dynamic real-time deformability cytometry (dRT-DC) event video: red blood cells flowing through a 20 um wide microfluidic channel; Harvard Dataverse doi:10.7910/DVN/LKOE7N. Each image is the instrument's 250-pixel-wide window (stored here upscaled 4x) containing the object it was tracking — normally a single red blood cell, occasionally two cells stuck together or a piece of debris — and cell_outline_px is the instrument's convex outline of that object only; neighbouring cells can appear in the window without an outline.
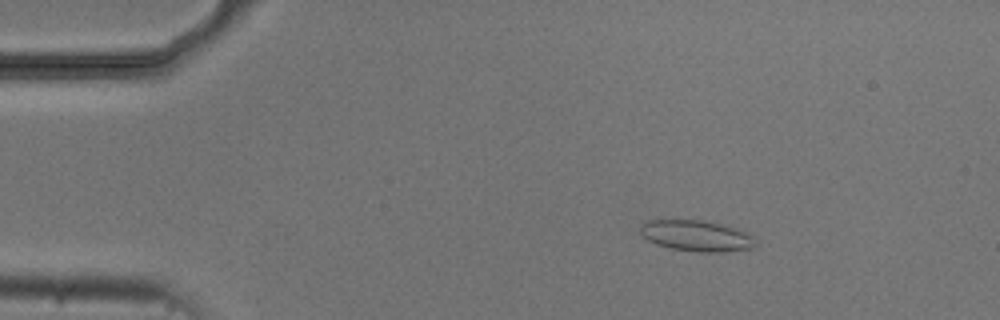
{"species": "common noctule bat (a hibernating species)", "species_latin": "Nyctalus noctula", "temperature_condition": "cold", "stored_images_in_passage": 6, "segment_of_instrument_passage": [1, 2], "camera_frame_rate_fps": 3000, "um_per_image_px": 0.085, "animal": {"sex": "male", "body_mass_g": 20.5, "forearm_length_mm": 52.5}, "frame": {"image": 1, "passage_image": 3, "time_ms": 2.667, "image_size_px": [1000, 320], "cell_outline_px": [[756, 248], [724, 252], [696, 252], [668, 248], [656, 244], [648, 240], [640, 232], [640, 228], [648, 220], [704, 220], [720, 224], [744, 232], [752, 236], [756, 244]], "centroid_in_image_um": [59.2, 20.06], "position_along_channel_um": 25.8, "area_um2": 20.69}}